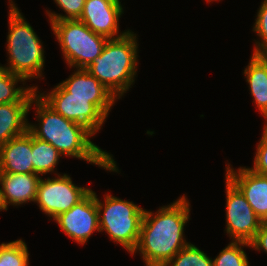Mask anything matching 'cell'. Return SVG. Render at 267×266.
<instances>
[{"label": "cell", "instance_id": "cell-16", "mask_svg": "<svg viewBox=\"0 0 267 266\" xmlns=\"http://www.w3.org/2000/svg\"><path fill=\"white\" fill-rule=\"evenodd\" d=\"M31 102L0 104V146L28 131Z\"/></svg>", "mask_w": 267, "mask_h": 266}, {"label": "cell", "instance_id": "cell-1", "mask_svg": "<svg viewBox=\"0 0 267 266\" xmlns=\"http://www.w3.org/2000/svg\"><path fill=\"white\" fill-rule=\"evenodd\" d=\"M32 104L39 122L28 123V131L34 137L52 144L62 156L84 160L106 171L120 172L113 155L90 140L94 134L85 126L57 113L37 92L32 97Z\"/></svg>", "mask_w": 267, "mask_h": 266}, {"label": "cell", "instance_id": "cell-2", "mask_svg": "<svg viewBox=\"0 0 267 266\" xmlns=\"http://www.w3.org/2000/svg\"><path fill=\"white\" fill-rule=\"evenodd\" d=\"M190 202L185 194L156 213L144 211L137 247L146 266H164L190 242L185 240L184 226L190 220Z\"/></svg>", "mask_w": 267, "mask_h": 266}, {"label": "cell", "instance_id": "cell-30", "mask_svg": "<svg viewBox=\"0 0 267 266\" xmlns=\"http://www.w3.org/2000/svg\"><path fill=\"white\" fill-rule=\"evenodd\" d=\"M205 1H207V3H210L211 1L213 2V1H221V0H205Z\"/></svg>", "mask_w": 267, "mask_h": 266}, {"label": "cell", "instance_id": "cell-24", "mask_svg": "<svg viewBox=\"0 0 267 266\" xmlns=\"http://www.w3.org/2000/svg\"><path fill=\"white\" fill-rule=\"evenodd\" d=\"M258 9L252 31L260 37V40L254 39L253 53H259L267 47V0H263Z\"/></svg>", "mask_w": 267, "mask_h": 266}, {"label": "cell", "instance_id": "cell-28", "mask_svg": "<svg viewBox=\"0 0 267 266\" xmlns=\"http://www.w3.org/2000/svg\"><path fill=\"white\" fill-rule=\"evenodd\" d=\"M264 119H265V125L263 127V131L267 134V116Z\"/></svg>", "mask_w": 267, "mask_h": 266}, {"label": "cell", "instance_id": "cell-18", "mask_svg": "<svg viewBox=\"0 0 267 266\" xmlns=\"http://www.w3.org/2000/svg\"><path fill=\"white\" fill-rule=\"evenodd\" d=\"M22 82L23 87H18ZM26 80L17 74L11 73L2 64L0 65V104L12 102H31L38 86L24 87ZM17 85V88H16Z\"/></svg>", "mask_w": 267, "mask_h": 266}, {"label": "cell", "instance_id": "cell-19", "mask_svg": "<svg viewBox=\"0 0 267 266\" xmlns=\"http://www.w3.org/2000/svg\"><path fill=\"white\" fill-rule=\"evenodd\" d=\"M62 155L50 143L40 140L32 135V164L33 173L43 176L47 173L59 175L56 166ZM56 172V173H55Z\"/></svg>", "mask_w": 267, "mask_h": 266}, {"label": "cell", "instance_id": "cell-3", "mask_svg": "<svg viewBox=\"0 0 267 266\" xmlns=\"http://www.w3.org/2000/svg\"><path fill=\"white\" fill-rule=\"evenodd\" d=\"M137 39L131 30L120 38L108 39L102 53L85 68L117 99L132 88L137 77Z\"/></svg>", "mask_w": 267, "mask_h": 266}, {"label": "cell", "instance_id": "cell-11", "mask_svg": "<svg viewBox=\"0 0 267 266\" xmlns=\"http://www.w3.org/2000/svg\"><path fill=\"white\" fill-rule=\"evenodd\" d=\"M122 14H124V8L121 2L114 0H86L83 12L78 20L96 34L108 39H117L130 31L129 29L122 32L119 31V19Z\"/></svg>", "mask_w": 267, "mask_h": 266}, {"label": "cell", "instance_id": "cell-4", "mask_svg": "<svg viewBox=\"0 0 267 266\" xmlns=\"http://www.w3.org/2000/svg\"><path fill=\"white\" fill-rule=\"evenodd\" d=\"M9 30L6 40L8 56L4 65L11 73L22 76L26 81L42 78L45 55L43 42L26 21L13 0H9Z\"/></svg>", "mask_w": 267, "mask_h": 266}, {"label": "cell", "instance_id": "cell-23", "mask_svg": "<svg viewBox=\"0 0 267 266\" xmlns=\"http://www.w3.org/2000/svg\"><path fill=\"white\" fill-rule=\"evenodd\" d=\"M58 8L64 11V15L55 11L46 10L49 21L73 20L79 19L84 8L86 0H53Z\"/></svg>", "mask_w": 267, "mask_h": 266}, {"label": "cell", "instance_id": "cell-15", "mask_svg": "<svg viewBox=\"0 0 267 266\" xmlns=\"http://www.w3.org/2000/svg\"><path fill=\"white\" fill-rule=\"evenodd\" d=\"M32 134L12 138L0 146V173H33Z\"/></svg>", "mask_w": 267, "mask_h": 266}, {"label": "cell", "instance_id": "cell-26", "mask_svg": "<svg viewBox=\"0 0 267 266\" xmlns=\"http://www.w3.org/2000/svg\"><path fill=\"white\" fill-rule=\"evenodd\" d=\"M251 249L267 253V223L263 222L256 233L255 238L250 242Z\"/></svg>", "mask_w": 267, "mask_h": 266}, {"label": "cell", "instance_id": "cell-13", "mask_svg": "<svg viewBox=\"0 0 267 266\" xmlns=\"http://www.w3.org/2000/svg\"><path fill=\"white\" fill-rule=\"evenodd\" d=\"M70 97L92 98V103L108 117L117 98L84 68H75L72 75L60 83Z\"/></svg>", "mask_w": 267, "mask_h": 266}, {"label": "cell", "instance_id": "cell-12", "mask_svg": "<svg viewBox=\"0 0 267 266\" xmlns=\"http://www.w3.org/2000/svg\"><path fill=\"white\" fill-rule=\"evenodd\" d=\"M226 164L227 178L246 198L255 214L265 222L267 220V176L253 172L249 167L238 170Z\"/></svg>", "mask_w": 267, "mask_h": 266}, {"label": "cell", "instance_id": "cell-29", "mask_svg": "<svg viewBox=\"0 0 267 266\" xmlns=\"http://www.w3.org/2000/svg\"><path fill=\"white\" fill-rule=\"evenodd\" d=\"M0 211H6V209L3 207V204L1 201V195H0Z\"/></svg>", "mask_w": 267, "mask_h": 266}, {"label": "cell", "instance_id": "cell-17", "mask_svg": "<svg viewBox=\"0 0 267 266\" xmlns=\"http://www.w3.org/2000/svg\"><path fill=\"white\" fill-rule=\"evenodd\" d=\"M243 73L249 84L253 102L265 118L267 116V62L259 53H252Z\"/></svg>", "mask_w": 267, "mask_h": 266}, {"label": "cell", "instance_id": "cell-5", "mask_svg": "<svg viewBox=\"0 0 267 266\" xmlns=\"http://www.w3.org/2000/svg\"><path fill=\"white\" fill-rule=\"evenodd\" d=\"M104 201L96 195L100 232L105 231L109 239L133 253L140 237V227L145 209L133 201L105 194Z\"/></svg>", "mask_w": 267, "mask_h": 266}, {"label": "cell", "instance_id": "cell-22", "mask_svg": "<svg viewBox=\"0 0 267 266\" xmlns=\"http://www.w3.org/2000/svg\"><path fill=\"white\" fill-rule=\"evenodd\" d=\"M164 266H214L213 259L191 242Z\"/></svg>", "mask_w": 267, "mask_h": 266}, {"label": "cell", "instance_id": "cell-10", "mask_svg": "<svg viewBox=\"0 0 267 266\" xmlns=\"http://www.w3.org/2000/svg\"><path fill=\"white\" fill-rule=\"evenodd\" d=\"M53 220L69 238L84 245L93 232H100L96 193L91 190L71 209L59 214Z\"/></svg>", "mask_w": 267, "mask_h": 266}, {"label": "cell", "instance_id": "cell-8", "mask_svg": "<svg viewBox=\"0 0 267 266\" xmlns=\"http://www.w3.org/2000/svg\"><path fill=\"white\" fill-rule=\"evenodd\" d=\"M38 95L57 113L66 119L85 126L94 135L97 134L106 116L92 103V98L70 97V93L59 83L49 93L39 92Z\"/></svg>", "mask_w": 267, "mask_h": 266}, {"label": "cell", "instance_id": "cell-6", "mask_svg": "<svg viewBox=\"0 0 267 266\" xmlns=\"http://www.w3.org/2000/svg\"><path fill=\"white\" fill-rule=\"evenodd\" d=\"M50 26L70 69L88 67L102 53L108 40L78 19L50 21Z\"/></svg>", "mask_w": 267, "mask_h": 266}, {"label": "cell", "instance_id": "cell-14", "mask_svg": "<svg viewBox=\"0 0 267 266\" xmlns=\"http://www.w3.org/2000/svg\"><path fill=\"white\" fill-rule=\"evenodd\" d=\"M41 177L35 173H0V195L3 207L34 202Z\"/></svg>", "mask_w": 267, "mask_h": 266}, {"label": "cell", "instance_id": "cell-21", "mask_svg": "<svg viewBox=\"0 0 267 266\" xmlns=\"http://www.w3.org/2000/svg\"><path fill=\"white\" fill-rule=\"evenodd\" d=\"M243 247H251V245L245 241H231L213 259L214 266H250Z\"/></svg>", "mask_w": 267, "mask_h": 266}, {"label": "cell", "instance_id": "cell-25", "mask_svg": "<svg viewBox=\"0 0 267 266\" xmlns=\"http://www.w3.org/2000/svg\"><path fill=\"white\" fill-rule=\"evenodd\" d=\"M256 148L254 165L249 169L257 174L267 176V134L264 131Z\"/></svg>", "mask_w": 267, "mask_h": 266}, {"label": "cell", "instance_id": "cell-27", "mask_svg": "<svg viewBox=\"0 0 267 266\" xmlns=\"http://www.w3.org/2000/svg\"><path fill=\"white\" fill-rule=\"evenodd\" d=\"M259 54L262 56V58L267 62V47H265L263 50L259 52Z\"/></svg>", "mask_w": 267, "mask_h": 266}, {"label": "cell", "instance_id": "cell-7", "mask_svg": "<svg viewBox=\"0 0 267 266\" xmlns=\"http://www.w3.org/2000/svg\"><path fill=\"white\" fill-rule=\"evenodd\" d=\"M92 189L73 183L68 174H59L54 178L42 179L39 182L37 203L39 209L51 219L68 211L81 201Z\"/></svg>", "mask_w": 267, "mask_h": 266}, {"label": "cell", "instance_id": "cell-20", "mask_svg": "<svg viewBox=\"0 0 267 266\" xmlns=\"http://www.w3.org/2000/svg\"><path fill=\"white\" fill-rule=\"evenodd\" d=\"M0 266H29V252L24 240L0 244Z\"/></svg>", "mask_w": 267, "mask_h": 266}, {"label": "cell", "instance_id": "cell-9", "mask_svg": "<svg viewBox=\"0 0 267 266\" xmlns=\"http://www.w3.org/2000/svg\"><path fill=\"white\" fill-rule=\"evenodd\" d=\"M226 184V228L231 241L250 243L263 221L255 214L242 193L227 179Z\"/></svg>", "mask_w": 267, "mask_h": 266}]
</instances>
